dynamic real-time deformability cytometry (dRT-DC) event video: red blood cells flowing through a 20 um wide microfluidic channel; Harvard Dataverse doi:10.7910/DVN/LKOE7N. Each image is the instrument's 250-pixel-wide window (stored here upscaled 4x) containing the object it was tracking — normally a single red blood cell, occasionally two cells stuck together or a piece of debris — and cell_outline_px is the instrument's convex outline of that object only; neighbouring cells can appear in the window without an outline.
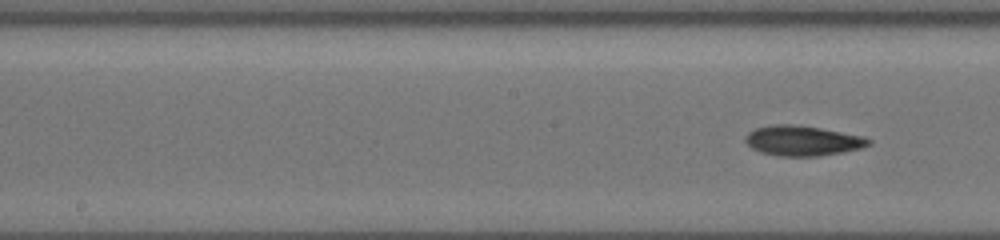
{"species": "common noctule bat (a hibernating species)", "species_latin": "Nyctalus noctula", "temperature_condition": "cold", "stored_images_in_passage": 23, "segment_of_instrument_passage": [2, 2], "camera_frame_rate_fps": 3000, "um_per_image_px": 0.085, "animal": {"sex": "female", "body_mass_g": 19.5, "forearm_length_mm": 54.1}, "frame": {"image": 1, "passage_image": 23, "time_ms": 5.333, "image_size_px": [1000, 240], "cell_outline_px": [[872, 144], [860, 148], [844, 152], [820, 156], [776, 156], [760, 152], [752, 148], [744, 140], [748, 132], [756, 128], [776, 124], [792, 124], [820, 128], [860, 136], [872, 140]], "centroid_in_image_um": [68.2, 11.97], "position_along_channel_um": 180.0, "area_um2": 21.5}}